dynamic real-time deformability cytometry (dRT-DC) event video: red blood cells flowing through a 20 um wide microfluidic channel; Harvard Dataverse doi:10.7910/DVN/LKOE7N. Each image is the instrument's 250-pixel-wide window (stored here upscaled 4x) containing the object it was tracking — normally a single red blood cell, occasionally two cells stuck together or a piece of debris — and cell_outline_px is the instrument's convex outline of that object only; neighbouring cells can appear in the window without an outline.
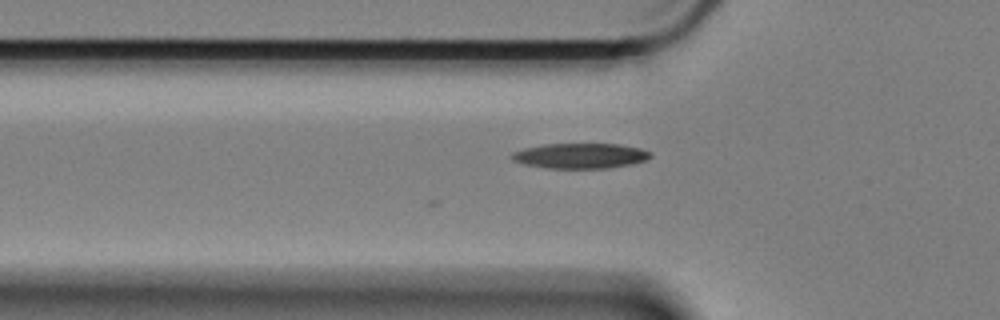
{"species": "Egyptian fruit bat (a non-hibernating species)", "species_latin": "Rousettus aegyptiacus", "temperature_condition": "cold", "stored_images_in_passage": 2, "camera_frame_rate_fps": 3000, "um_per_image_px": 0.085, "animal": {"sex": "female"}, "frame": {"image": 1, "passage_image": 2, "time_ms": 0.333, "image_size_px": [1000, 320], "cell_outline_px": [[652, 156], [644, 160], [632, 164], [608, 168], [548, 168], [524, 164], [512, 160], [508, 156], [512, 152], [524, 148], [540, 144], [620, 144], [640, 148], [652, 152]], "centroid_in_image_um": [49.29, 13.24], "position_along_channel_um": 76.5, "area_um2": 20.52}}